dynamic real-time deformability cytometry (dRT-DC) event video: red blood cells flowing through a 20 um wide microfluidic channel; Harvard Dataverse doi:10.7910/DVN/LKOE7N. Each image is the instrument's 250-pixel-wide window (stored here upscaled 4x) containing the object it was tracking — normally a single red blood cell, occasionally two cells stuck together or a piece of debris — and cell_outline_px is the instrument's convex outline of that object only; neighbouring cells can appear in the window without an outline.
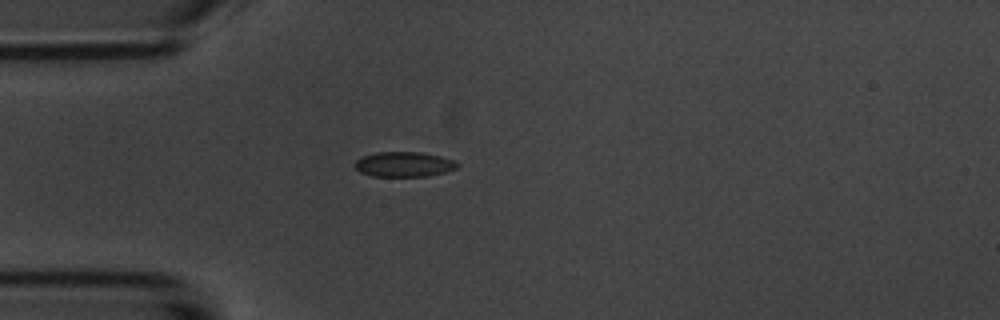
{"species": "common noctule bat (a hibernating species)", "species_latin": "Nyctalus noctula", "temperature_condition": "room temperature", "stored_images_in_passage": 1, "camera_frame_rate_fps": 3000, "um_per_image_px": 0.085, "animal": {"sex": "male", "body_mass_g": 20.1, "forearm_length_mm": 53.5}, "frame": {"image": 1, "passage_image": 1, "time_ms": 0.0, "image_size_px": [1000, 320], "cell_outline_px": [[460, 164], [456, 168], [444, 172], [428, 176], [372, 176], [360, 172], [352, 164], [356, 160], [364, 156], [376, 152], [420, 152], [440, 156], [452, 160]], "centroid_in_image_um": [34.31, 13.96], "position_along_channel_um": 50.7, "area_um2": 14.85}}